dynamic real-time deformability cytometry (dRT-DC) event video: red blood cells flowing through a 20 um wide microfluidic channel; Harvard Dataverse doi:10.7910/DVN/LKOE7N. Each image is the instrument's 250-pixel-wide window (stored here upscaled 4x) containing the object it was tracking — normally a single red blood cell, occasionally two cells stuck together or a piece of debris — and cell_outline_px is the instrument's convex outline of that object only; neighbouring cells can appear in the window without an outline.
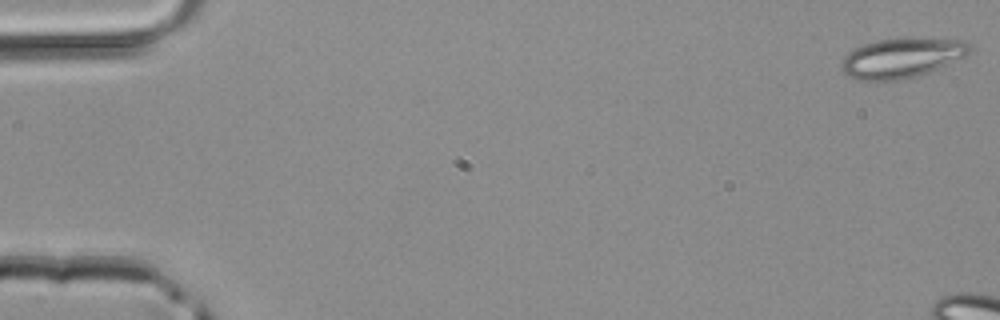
{"species": "common noctule bat (a hibernating species)", "species_latin": "Nyctalus noctula", "temperature_condition": "room temperature", "stored_images_in_passage": 8, "camera_frame_rate_fps": 3000, "um_per_image_px": 0.085, "animal": {"sex": "male", "body_mass_g": 20.4}, "frame": {"image": 1, "passage_image": 1, "time_ms": 0.0, "image_size_px": [1000, 320], "cell_outline_px": [[972, 48], [968, 56], [928, 72], [896, 80], [860, 80], [848, 76], [840, 68], [844, 56], [848, 52], [864, 44], [876, 40], [960, 40], [968, 44]], "centroid_in_image_um": [76.62, 4.95], "position_along_channel_um": 8.4, "area_um2": 28.73}}